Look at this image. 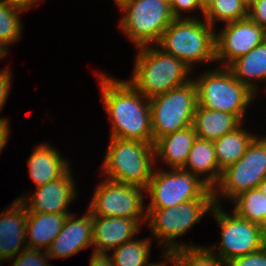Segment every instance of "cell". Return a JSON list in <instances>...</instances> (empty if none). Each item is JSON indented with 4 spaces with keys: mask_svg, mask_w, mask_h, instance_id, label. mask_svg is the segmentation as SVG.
Here are the masks:
<instances>
[{
    "mask_svg": "<svg viewBox=\"0 0 266 266\" xmlns=\"http://www.w3.org/2000/svg\"><path fill=\"white\" fill-rule=\"evenodd\" d=\"M228 266H266V245L256 252L232 259Z\"/></svg>",
    "mask_w": 266,
    "mask_h": 266,
    "instance_id": "obj_33",
    "label": "cell"
},
{
    "mask_svg": "<svg viewBox=\"0 0 266 266\" xmlns=\"http://www.w3.org/2000/svg\"><path fill=\"white\" fill-rule=\"evenodd\" d=\"M10 124L9 123H0V154L3 151L4 147L8 146V139L10 138ZM9 137V138H8Z\"/></svg>",
    "mask_w": 266,
    "mask_h": 266,
    "instance_id": "obj_38",
    "label": "cell"
},
{
    "mask_svg": "<svg viewBox=\"0 0 266 266\" xmlns=\"http://www.w3.org/2000/svg\"><path fill=\"white\" fill-rule=\"evenodd\" d=\"M244 122L232 132L226 133L213 140L219 168L223 171L226 167L237 162L246 152L247 147L258 135L245 128Z\"/></svg>",
    "mask_w": 266,
    "mask_h": 266,
    "instance_id": "obj_24",
    "label": "cell"
},
{
    "mask_svg": "<svg viewBox=\"0 0 266 266\" xmlns=\"http://www.w3.org/2000/svg\"><path fill=\"white\" fill-rule=\"evenodd\" d=\"M160 257L163 259L162 261L148 262L145 266H174L172 251L162 250Z\"/></svg>",
    "mask_w": 266,
    "mask_h": 266,
    "instance_id": "obj_37",
    "label": "cell"
},
{
    "mask_svg": "<svg viewBox=\"0 0 266 266\" xmlns=\"http://www.w3.org/2000/svg\"><path fill=\"white\" fill-rule=\"evenodd\" d=\"M26 223L27 209L19 199L0 212V264L27 248Z\"/></svg>",
    "mask_w": 266,
    "mask_h": 266,
    "instance_id": "obj_17",
    "label": "cell"
},
{
    "mask_svg": "<svg viewBox=\"0 0 266 266\" xmlns=\"http://www.w3.org/2000/svg\"><path fill=\"white\" fill-rule=\"evenodd\" d=\"M156 166L145 188L146 209H164L196 200L214 198L212 188L200 177L183 169Z\"/></svg>",
    "mask_w": 266,
    "mask_h": 266,
    "instance_id": "obj_8",
    "label": "cell"
},
{
    "mask_svg": "<svg viewBox=\"0 0 266 266\" xmlns=\"http://www.w3.org/2000/svg\"><path fill=\"white\" fill-rule=\"evenodd\" d=\"M215 205L214 198H199L187 201L176 207L164 209H146V226H149L151 238L157 243V247L163 251H172L186 247L201 246L190 242H181L178 238L184 235L203 220L205 215L211 213ZM153 236V237H152Z\"/></svg>",
    "mask_w": 266,
    "mask_h": 266,
    "instance_id": "obj_6",
    "label": "cell"
},
{
    "mask_svg": "<svg viewBox=\"0 0 266 266\" xmlns=\"http://www.w3.org/2000/svg\"><path fill=\"white\" fill-rule=\"evenodd\" d=\"M259 189L266 195V177L259 183Z\"/></svg>",
    "mask_w": 266,
    "mask_h": 266,
    "instance_id": "obj_40",
    "label": "cell"
},
{
    "mask_svg": "<svg viewBox=\"0 0 266 266\" xmlns=\"http://www.w3.org/2000/svg\"><path fill=\"white\" fill-rule=\"evenodd\" d=\"M198 1L205 8L211 0H198Z\"/></svg>",
    "mask_w": 266,
    "mask_h": 266,
    "instance_id": "obj_42",
    "label": "cell"
},
{
    "mask_svg": "<svg viewBox=\"0 0 266 266\" xmlns=\"http://www.w3.org/2000/svg\"><path fill=\"white\" fill-rule=\"evenodd\" d=\"M227 68L240 83L257 95L260 83L266 84V40L234 60Z\"/></svg>",
    "mask_w": 266,
    "mask_h": 266,
    "instance_id": "obj_21",
    "label": "cell"
},
{
    "mask_svg": "<svg viewBox=\"0 0 266 266\" xmlns=\"http://www.w3.org/2000/svg\"><path fill=\"white\" fill-rule=\"evenodd\" d=\"M248 17V0H211L204 8L203 18L214 28Z\"/></svg>",
    "mask_w": 266,
    "mask_h": 266,
    "instance_id": "obj_27",
    "label": "cell"
},
{
    "mask_svg": "<svg viewBox=\"0 0 266 266\" xmlns=\"http://www.w3.org/2000/svg\"><path fill=\"white\" fill-rule=\"evenodd\" d=\"M10 51H8L5 47H3L1 44H0V60L6 58L8 56Z\"/></svg>",
    "mask_w": 266,
    "mask_h": 266,
    "instance_id": "obj_39",
    "label": "cell"
},
{
    "mask_svg": "<svg viewBox=\"0 0 266 266\" xmlns=\"http://www.w3.org/2000/svg\"><path fill=\"white\" fill-rule=\"evenodd\" d=\"M220 26L215 28V59L220 67H228L266 40V30L249 17Z\"/></svg>",
    "mask_w": 266,
    "mask_h": 266,
    "instance_id": "obj_13",
    "label": "cell"
},
{
    "mask_svg": "<svg viewBox=\"0 0 266 266\" xmlns=\"http://www.w3.org/2000/svg\"><path fill=\"white\" fill-rule=\"evenodd\" d=\"M96 75L102 104L110 121L109 136L153 144L149 98L138 92L127 79H117L105 72Z\"/></svg>",
    "mask_w": 266,
    "mask_h": 266,
    "instance_id": "obj_1",
    "label": "cell"
},
{
    "mask_svg": "<svg viewBox=\"0 0 266 266\" xmlns=\"http://www.w3.org/2000/svg\"><path fill=\"white\" fill-rule=\"evenodd\" d=\"M109 139L101 161L100 178L145 189L156 167L154 144L114 137Z\"/></svg>",
    "mask_w": 266,
    "mask_h": 266,
    "instance_id": "obj_4",
    "label": "cell"
},
{
    "mask_svg": "<svg viewBox=\"0 0 266 266\" xmlns=\"http://www.w3.org/2000/svg\"><path fill=\"white\" fill-rule=\"evenodd\" d=\"M68 214L71 213L27 212L25 229L27 248L47 251L53 239L62 230Z\"/></svg>",
    "mask_w": 266,
    "mask_h": 266,
    "instance_id": "obj_20",
    "label": "cell"
},
{
    "mask_svg": "<svg viewBox=\"0 0 266 266\" xmlns=\"http://www.w3.org/2000/svg\"><path fill=\"white\" fill-rule=\"evenodd\" d=\"M194 72L198 105L236 115L245 123L247 110L258 95L240 83L227 67L207 68L196 77Z\"/></svg>",
    "mask_w": 266,
    "mask_h": 266,
    "instance_id": "obj_5",
    "label": "cell"
},
{
    "mask_svg": "<svg viewBox=\"0 0 266 266\" xmlns=\"http://www.w3.org/2000/svg\"><path fill=\"white\" fill-rule=\"evenodd\" d=\"M153 238L136 237L113 249L109 254L114 266H145L151 257Z\"/></svg>",
    "mask_w": 266,
    "mask_h": 266,
    "instance_id": "obj_25",
    "label": "cell"
},
{
    "mask_svg": "<svg viewBox=\"0 0 266 266\" xmlns=\"http://www.w3.org/2000/svg\"><path fill=\"white\" fill-rule=\"evenodd\" d=\"M85 210L81 217L68 214L62 230L47 249L51 260L72 257L84 249L93 248V216L87 208Z\"/></svg>",
    "mask_w": 266,
    "mask_h": 266,
    "instance_id": "obj_15",
    "label": "cell"
},
{
    "mask_svg": "<svg viewBox=\"0 0 266 266\" xmlns=\"http://www.w3.org/2000/svg\"><path fill=\"white\" fill-rule=\"evenodd\" d=\"M100 181L86 207L92 216L147 218L143 187L105 178Z\"/></svg>",
    "mask_w": 266,
    "mask_h": 266,
    "instance_id": "obj_12",
    "label": "cell"
},
{
    "mask_svg": "<svg viewBox=\"0 0 266 266\" xmlns=\"http://www.w3.org/2000/svg\"><path fill=\"white\" fill-rule=\"evenodd\" d=\"M153 144L161 137L193 124L198 105L197 87L193 80L149 98Z\"/></svg>",
    "mask_w": 266,
    "mask_h": 266,
    "instance_id": "obj_11",
    "label": "cell"
},
{
    "mask_svg": "<svg viewBox=\"0 0 266 266\" xmlns=\"http://www.w3.org/2000/svg\"><path fill=\"white\" fill-rule=\"evenodd\" d=\"M112 1H114L113 3L116 7H119L122 3H124L127 0H112Z\"/></svg>",
    "mask_w": 266,
    "mask_h": 266,
    "instance_id": "obj_41",
    "label": "cell"
},
{
    "mask_svg": "<svg viewBox=\"0 0 266 266\" xmlns=\"http://www.w3.org/2000/svg\"><path fill=\"white\" fill-rule=\"evenodd\" d=\"M156 46L182 60L192 71L197 65L216 63L215 28L204 18L175 19Z\"/></svg>",
    "mask_w": 266,
    "mask_h": 266,
    "instance_id": "obj_3",
    "label": "cell"
},
{
    "mask_svg": "<svg viewBox=\"0 0 266 266\" xmlns=\"http://www.w3.org/2000/svg\"><path fill=\"white\" fill-rule=\"evenodd\" d=\"M242 123L236 115L197 105L192 126L198 138L215 140L232 132Z\"/></svg>",
    "mask_w": 266,
    "mask_h": 266,
    "instance_id": "obj_23",
    "label": "cell"
},
{
    "mask_svg": "<svg viewBox=\"0 0 266 266\" xmlns=\"http://www.w3.org/2000/svg\"><path fill=\"white\" fill-rule=\"evenodd\" d=\"M265 177L266 134L261 136L260 133L249 144L245 154L222 171L218 183L212 189L215 204L225 205V200L231 203L239 194L257 188Z\"/></svg>",
    "mask_w": 266,
    "mask_h": 266,
    "instance_id": "obj_10",
    "label": "cell"
},
{
    "mask_svg": "<svg viewBox=\"0 0 266 266\" xmlns=\"http://www.w3.org/2000/svg\"><path fill=\"white\" fill-rule=\"evenodd\" d=\"M174 266H228L219 255L206 245L172 250Z\"/></svg>",
    "mask_w": 266,
    "mask_h": 266,
    "instance_id": "obj_29",
    "label": "cell"
},
{
    "mask_svg": "<svg viewBox=\"0 0 266 266\" xmlns=\"http://www.w3.org/2000/svg\"><path fill=\"white\" fill-rule=\"evenodd\" d=\"M90 266H114L109 253H98L92 251Z\"/></svg>",
    "mask_w": 266,
    "mask_h": 266,
    "instance_id": "obj_36",
    "label": "cell"
},
{
    "mask_svg": "<svg viewBox=\"0 0 266 266\" xmlns=\"http://www.w3.org/2000/svg\"><path fill=\"white\" fill-rule=\"evenodd\" d=\"M220 229V242L206 245L214 254L227 263L232 259L256 252L266 245V229L245 220L224 205L215 204L209 214Z\"/></svg>",
    "mask_w": 266,
    "mask_h": 266,
    "instance_id": "obj_9",
    "label": "cell"
},
{
    "mask_svg": "<svg viewBox=\"0 0 266 266\" xmlns=\"http://www.w3.org/2000/svg\"><path fill=\"white\" fill-rule=\"evenodd\" d=\"M147 218L93 216V250L110 253L113 249L134 239Z\"/></svg>",
    "mask_w": 266,
    "mask_h": 266,
    "instance_id": "obj_16",
    "label": "cell"
},
{
    "mask_svg": "<svg viewBox=\"0 0 266 266\" xmlns=\"http://www.w3.org/2000/svg\"><path fill=\"white\" fill-rule=\"evenodd\" d=\"M136 51L133 72L127 81L146 98L183 86L193 79L191 68L156 45L142 46Z\"/></svg>",
    "mask_w": 266,
    "mask_h": 266,
    "instance_id": "obj_2",
    "label": "cell"
},
{
    "mask_svg": "<svg viewBox=\"0 0 266 266\" xmlns=\"http://www.w3.org/2000/svg\"><path fill=\"white\" fill-rule=\"evenodd\" d=\"M231 202L233 203L231 210L238 216L266 229V195L259 187L239 194Z\"/></svg>",
    "mask_w": 266,
    "mask_h": 266,
    "instance_id": "obj_26",
    "label": "cell"
},
{
    "mask_svg": "<svg viewBox=\"0 0 266 266\" xmlns=\"http://www.w3.org/2000/svg\"><path fill=\"white\" fill-rule=\"evenodd\" d=\"M24 13L0 1V44L8 51L11 50V44L22 40L24 26L21 15Z\"/></svg>",
    "mask_w": 266,
    "mask_h": 266,
    "instance_id": "obj_28",
    "label": "cell"
},
{
    "mask_svg": "<svg viewBox=\"0 0 266 266\" xmlns=\"http://www.w3.org/2000/svg\"><path fill=\"white\" fill-rule=\"evenodd\" d=\"M183 170L197 175L213 189L222 173L216 158L213 140L197 137Z\"/></svg>",
    "mask_w": 266,
    "mask_h": 266,
    "instance_id": "obj_22",
    "label": "cell"
},
{
    "mask_svg": "<svg viewBox=\"0 0 266 266\" xmlns=\"http://www.w3.org/2000/svg\"><path fill=\"white\" fill-rule=\"evenodd\" d=\"M122 16L118 28L134 48L156 45L165 29L176 19L170 2L127 0L117 7Z\"/></svg>",
    "mask_w": 266,
    "mask_h": 266,
    "instance_id": "obj_7",
    "label": "cell"
},
{
    "mask_svg": "<svg viewBox=\"0 0 266 266\" xmlns=\"http://www.w3.org/2000/svg\"><path fill=\"white\" fill-rule=\"evenodd\" d=\"M11 66H4L0 69V113H2L9 95L11 94L12 81L14 80V74H12ZM13 76V77H12ZM9 117H1L0 123H10Z\"/></svg>",
    "mask_w": 266,
    "mask_h": 266,
    "instance_id": "obj_32",
    "label": "cell"
},
{
    "mask_svg": "<svg viewBox=\"0 0 266 266\" xmlns=\"http://www.w3.org/2000/svg\"><path fill=\"white\" fill-rule=\"evenodd\" d=\"M248 17L266 30V0H248Z\"/></svg>",
    "mask_w": 266,
    "mask_h": 266,
    "instance_id": "obj_34",
    "label": "cell"
},
{
    "mask_svg": "<svg viewBox=\"0 0 266 266\" xmlns=\"http://www.w3.org/2000/svg\"><path fill=\"white\" fill-rule=\"evenodd\" d=\"M46 142H41L39 145L37 143L26 160L29 177L35 188L57 180L71 168L69 159L64 157L53 144Z\"/></svg>",
    "mask_w": 266,
    "mask_h": 266,
    "instance_id": "obj_18",
    "label": "cell"
},
{
    "mask_svg": "<svg viewBox=\"0 0 266 266\" xmlns=\"http://www.w3.org/2000/svg\"><path fill=\"white\" fill-rule=\"evenodd\" d=\"M49 260L51 259L46 250L26 248L8 262L12 261V266H51Z\"/></svg>",
    "mask_w": 266,
    "mask_h": 266,
    "instance_id": "obj_30",
    "label": "cell"
},
{
    "mask_svg": "<svg viewBox=\"0 0 266 266\" xmlns=\"http://www.w3.org/2000/svg\"><path fill=\"white\" fill-rule=\"evenodd\" d=\"M170 5L172 13L176 19L203 18L204 7L199 3L198 0H170Z\"/></svg>",
    "mask_w": 266,
    "mask_h": 266,
    "instance_id": "obj_31",
    "label": "cell"
},
{
    "mask_svg": "<svg viewBox=\"0 0 266 266\" xmlns=\"http://www.w3.org/2000/svg\"><path fill=\"white\" fill-rule=\"evenodd\" d=\"M4 4L10 7H14L23 12H29L34 6L39 4L43 0H0Z\"/></svg>",
    "mask_w": 266,
    "mask_h": 266,
    "instance_id": "obj_35",
    "label": "cell"
},
{
    "mask_svg": "<svg viewBox=\"0 0 266 266\" xmlns=\"http://www.w3.org/2000/svg\"><path fill=\"white\" fill-rule=\"evenodd\" d=\"M71 168L60 178L49 182L43 186L37 187L32 193H23L19 199L27 209V212L37 213H72V201L77 199L79 191L75 184ZM29 194V195H28ZM78 194V196H77Z\"/></svg>",
    "mask_w": 266,
    "mask_h": 266,
    "instance_id": "obj_14",
    "label": "cell"
},
{
    "mask_svg": "<svg viewBox=\"0 0 266 266\" xmlns=\"http://www.w3.org/2000/svg\"><path fill=\"white\" fill-rule=\"evenodd\" d=\"M196 139L197 134L192 125L161 137L154 143L155 166L161 161L164 168L183 169Z\"/></svg>",
    "mask_w": 266,
    "mask_h": 266,
    "instance_id": "obj_19",
    "label": "cell"
}]
</instances>
